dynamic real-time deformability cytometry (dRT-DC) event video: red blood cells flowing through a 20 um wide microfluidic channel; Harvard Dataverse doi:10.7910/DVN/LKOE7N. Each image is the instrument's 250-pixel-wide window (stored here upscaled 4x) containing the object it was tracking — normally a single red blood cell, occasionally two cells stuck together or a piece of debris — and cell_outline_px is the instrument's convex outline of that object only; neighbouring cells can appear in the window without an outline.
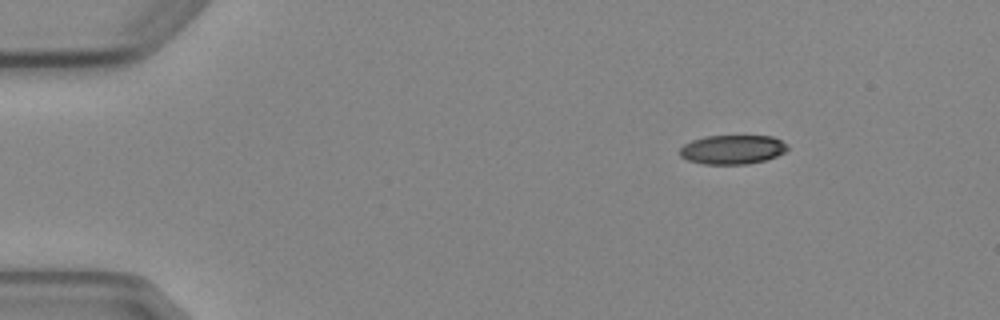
{"species": "Egyptian fruit bat (a non-hibernating species)", "species_latin": "Rousettus aegyptiacus", "temperature_condition": "cold", "stored_images_in_passage": 3, "camera_frame_rate_fps": 3000, "um_per_image_px": 0.085, "animal": {"sex": "female"}, "frame": {"image": 1, "passage_image": 1, "time_ms": 0.0, "image_size_px": [1000, 320], "cell_outline_px": [[788, 148], [784, 152], [776, 156], [764, 160], [748, 164], [704, 164], [688, 160], [680, 156], [680, 148], [684, 144], [692, 140], [704, 136], [772, 136], [788, 144]], "centroid_in_image_um": [62.25, 12.71], "position_along_channel_um": 22.8, "area_um2": 18.26}}